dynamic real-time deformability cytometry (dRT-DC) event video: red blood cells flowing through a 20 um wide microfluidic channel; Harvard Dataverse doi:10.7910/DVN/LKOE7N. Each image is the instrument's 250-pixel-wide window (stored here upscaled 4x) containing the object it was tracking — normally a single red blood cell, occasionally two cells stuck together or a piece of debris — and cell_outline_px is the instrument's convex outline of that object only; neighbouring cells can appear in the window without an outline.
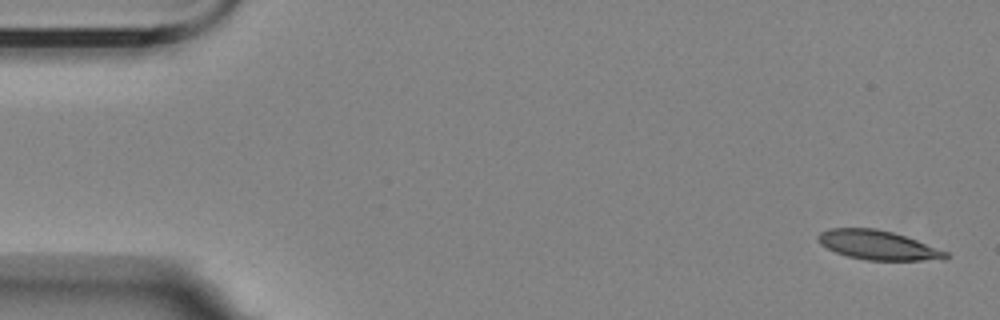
{"species": "Egyptian fruit bat (a non-hibernating species)", "species_latin": "Rousettus aegyptiacus", "temperature_condition": "room temperature", "stored_images_in_passage": 6, "camera_frame_rate_fps": 3000, "um_per_image_px": 0.085, "animal": {"sex": "female"}, "frame": {"image": 1, "passage_image": 1, "time_ms": 0.0, "image_size_px": [1000, 320], "cell_outline_px": [[952, 256], [944, 260], [868, 260], [848, 256], [836, 252], [820, 244], [816, 236], [820, 232], [832, 228], [876, 228], [892, 232], [916, 240], [948, 252]], "centroid_in_image_um": [74.65, 20.84], "position_along_channel_um": 10.4, "area_um2": 21.68}}